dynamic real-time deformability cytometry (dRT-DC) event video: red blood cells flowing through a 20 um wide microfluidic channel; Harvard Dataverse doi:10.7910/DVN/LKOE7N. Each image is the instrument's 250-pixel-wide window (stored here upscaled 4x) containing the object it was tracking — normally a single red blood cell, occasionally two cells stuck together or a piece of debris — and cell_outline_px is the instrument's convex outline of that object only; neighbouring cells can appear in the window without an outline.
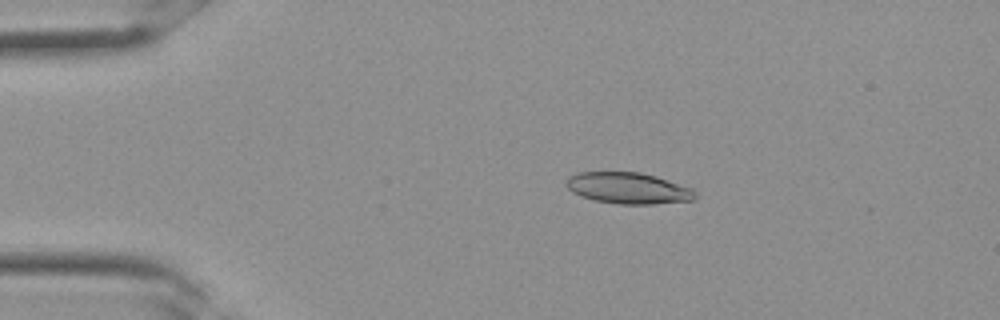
{"species": "Egyptian fruit bat (a non-hibernating species)", "species_latin": "Rousettus aegyptiacus", "temperature_condition": "room temperature", "stored_images_in_passage": 28, "camera_frame_rate_fps": 3000, "um_per_image_px": 0.085, "frame": {"image": 1, "passage_image": 2, "time_ms": 0.333, "image_size_px": [1000, 320], "cell_outline_px": [[696, 196], [692, 200], [652, 204], [616, 204], [596, 200], [580, 196], [572, 192], [564, 184], [564, 180], [568, 176], [576, 172], [640, 172], [656, 176], [692, 188], [696, 192]], "centroid_in_image_um": [53.35, 15.98], "position_along_channel_um": 31.7, "area_um2": 23.64}}
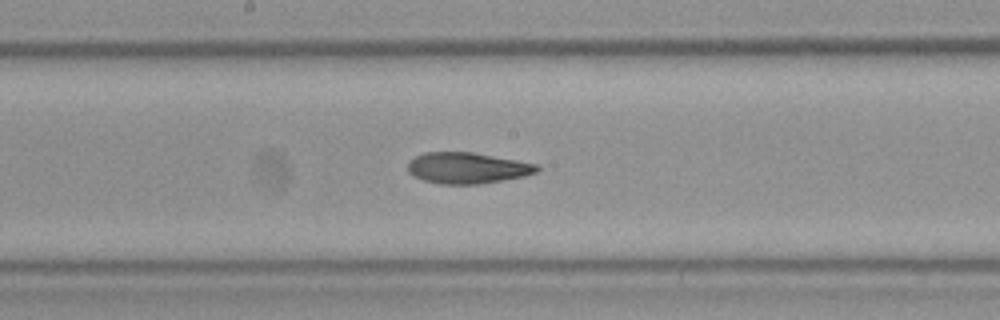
{"frame": {"image": 2, "passage_image": 13, "time_ms": 4.0, "image_size_px": [1000, 320], "cell_outline_px": [[540, 168], [536, 172], [524, 176], [480, 184], [440, 184], [424, 180], [412, 176], [408, 172], [408, 160], [424, 152], [472, 152], [540, 164]], "centroid_in_image_um": [39.71, 14.27], "position_along_channel_um": 208.5, "area_um2": 23.52}}
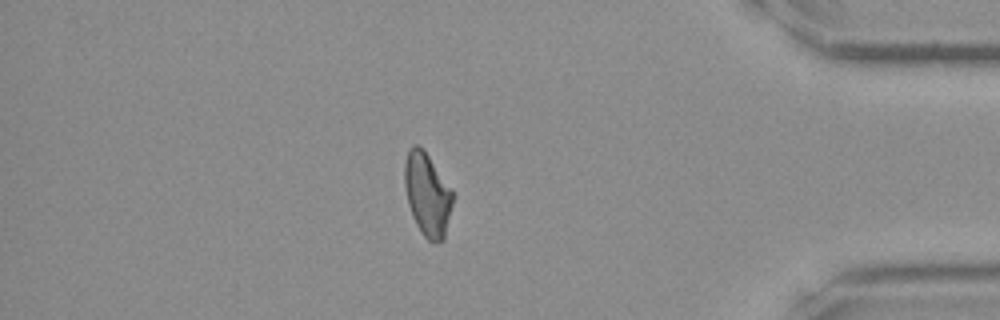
{"frame": {"image": 3, "passage_image": 24, "time_ms": 7.667, "image_size_px": [1000, 320], "cell_outline_px": [[456, 196], [444, 240], [432, 244], [420, 232], [412, 216], [408, 204], [404, 184], [404, 164], [408, 148], [412, 144], [420, 144], [424, 148]], "centroid_in_image_um": [36.34, 16.52], "position_along_channel_um": 398.9, "area_um2": 24.1}}